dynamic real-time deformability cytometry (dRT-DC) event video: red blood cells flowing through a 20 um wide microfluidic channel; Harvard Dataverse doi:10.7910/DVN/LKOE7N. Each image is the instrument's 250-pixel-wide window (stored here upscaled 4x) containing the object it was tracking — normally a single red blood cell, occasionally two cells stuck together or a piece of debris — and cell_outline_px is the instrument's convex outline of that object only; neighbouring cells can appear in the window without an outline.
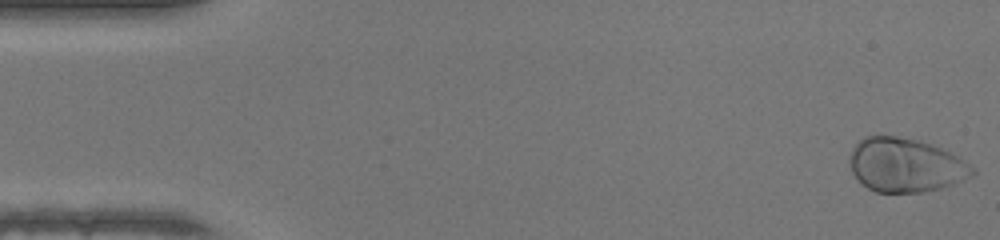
{"species": "human", "species_latin": "Homo sapiens", "temperature_condition": "warm", "stored_images_in_passage": 48, "camera_frame_rate_fps": 3000, "um_per_image_px": 0.085, "donor": {"sex": "female"}, "frame": {"image": 1, "passage_image": 1, "time_ms": 0.0, "image_size_px": [1000, 240], "cell_outline_px": [[976, 172], [972, 176], [964, 180], [940, 188], [924, 192], [876, 192], [860, 184], [852, 172], [848, 160], [848, 156], [852, 148], [864, 136], [896, 136], [916, 140], [940, 148], [956, 156], [976, 168]], "centroid_in_image_um": [76.93, 14.05], "position_along_channel_um": 8.1, "area_um2": 38.55}}
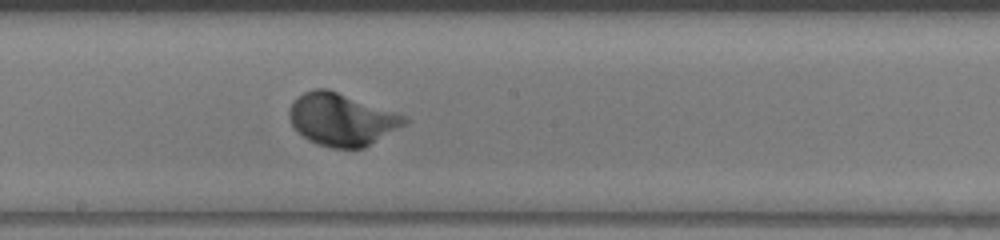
{"frame": {"image": 2, "passage_image": 26, "time_ms": 8.333, "image_size_px": [1000, 240], "cell_outline_px": [[408, 124], [364, 148], [332, 148], [316, 144], [308, 140], [292, 124], [288, 116], [288, 108], [296, 96], [304, 92], [316, 88], [328, 88], [396, 112], [404, 116], [408, 120]], "centroid_in_image_um": [29.04, 10.15], "position_along_channel_um": 219.2, "area_um2": 35.37}}
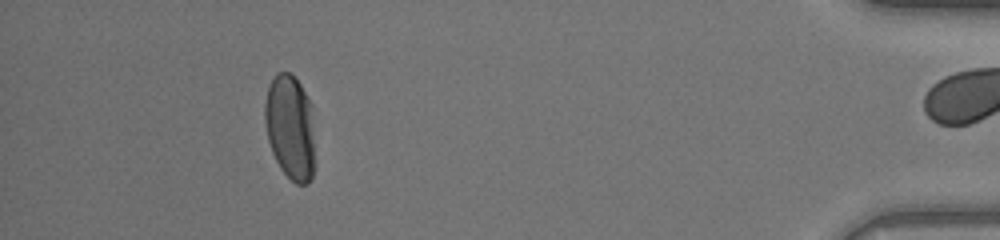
{"frame": {"image": 3, "passage_image": 44, "time_ms": 14.333, "image_size_px": [1000, 240], "cell_outline_px": [[316, 164], [312, 176], [308, 184], [296, 184], [280, 168], [272, 152], [268, 140], [264, 120], [264, 104], [268, 88], [276, 72], [288, 72], [300, 84], [312, 104]], "centroid_in_image_um": [24.7, 10.85], "position_along_channel_um": 410.5, "area_um2": 31.21}, "authors_computed_cell_mechanics": {"area_um2": 34.102, "velocity_mm_per_s": 4.2482, "shape_relaxation_time_tau1_ms": 1.6186, "shape_relaxation_time_tau2_ms": null, "deformation_change_tau1": 0.1522, "deformation_change_tau2": null}}